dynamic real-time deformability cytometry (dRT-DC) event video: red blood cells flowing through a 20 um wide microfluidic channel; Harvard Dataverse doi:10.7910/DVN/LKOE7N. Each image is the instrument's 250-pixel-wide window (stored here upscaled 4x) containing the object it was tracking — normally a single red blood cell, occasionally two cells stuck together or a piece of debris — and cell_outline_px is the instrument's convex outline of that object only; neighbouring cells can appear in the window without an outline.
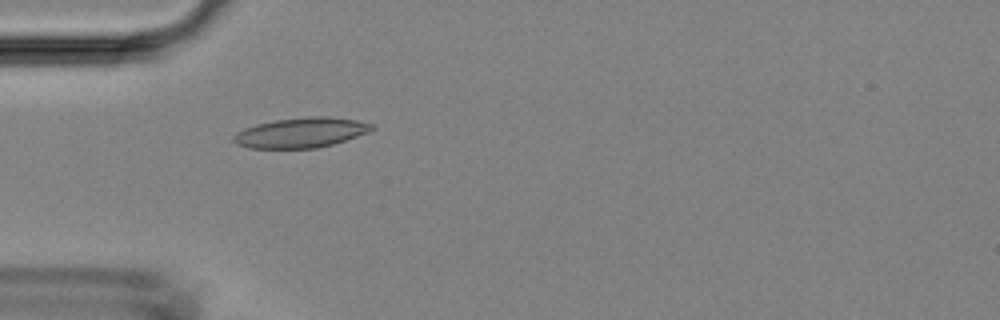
{"species": "Egyptian fruit bat (a non-hibernating species)", "species_latin": "Rousettus aegyptiacus", "temperature_condition": "room temperature", "stored_images_in_passage": 5, "camera_frame_rate_fps": 3000, "um_per_image_px": 0.085, "animal": {"sex": "female"}, "frame": {"image": 1, "passage_image": 5, "time_ms": 4.333, "image_size_px": [1000, 320], "cell_outline_px": [[376, 128], [368, 132], [332, 144], [316, 148], [248, 148], [236, 144], [232, 140], [232, 136], [236, 132], [244, 128], [256, 124], [276, 120], [308, 116], [328, 116], [356, 120], [372, 124]], "centroid_in_image_um": [25.54, 11.27], "position_along_channel_um": 59.5, "area_um2": 24.16}}